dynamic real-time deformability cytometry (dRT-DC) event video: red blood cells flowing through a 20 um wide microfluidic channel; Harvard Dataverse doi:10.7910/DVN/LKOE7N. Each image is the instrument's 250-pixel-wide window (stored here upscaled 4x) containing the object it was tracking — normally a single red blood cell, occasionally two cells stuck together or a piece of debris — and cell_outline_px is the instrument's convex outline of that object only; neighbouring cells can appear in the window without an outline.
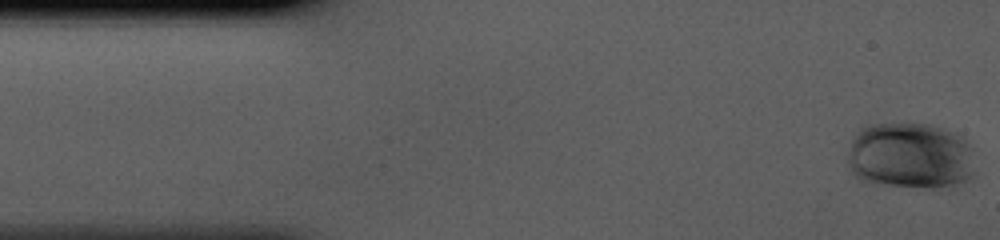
{"species": "human", "species_latin": "Homo sapiens", "temperature_condition": "cold", "stored_images_in_passage": 42, "camera_frame_rate_fps": 3000, "um_per_image_px": 0.085, "donor": {"sex": "male"}, "frame": {"image": 1, "passage_image": 1, "time_ms": 0.0, "image_size_px": [1000, 240], "cell_outline_px": [[972, 176], [968, 180], [936, 188], [928, 188], [884, 184], [860, 180], [848, 172], [848, 152], [852, 136], [860, 128], [868, 124], [928, 124], [944, 128], [960, 136], [972, 148]], "centroid_in_image_um": [77.31, 13.24], "position_along_channel_um": 7.7, "area_um2": 49.53}}
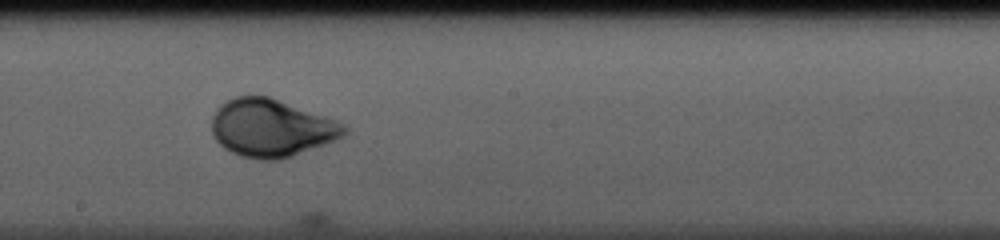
{"frame": {"image": 2, "passage_image": 23, "time_ms": 7.333, "image_size_px": [1000, 240], "cell_outline_px": [[352, 128], [344, 136], [336, 140], [292, 156], [280, 160], [260, 160], [240, 156], [224, 148], [212, 136], [212, 116], [216, 108], [220, 104], [236, 96], [268, 96], [336, 120]], "centroid_in_image_um": [23.07, 10.89], "position_along_channel_um": 225.1, "area_um2": 44.74}}
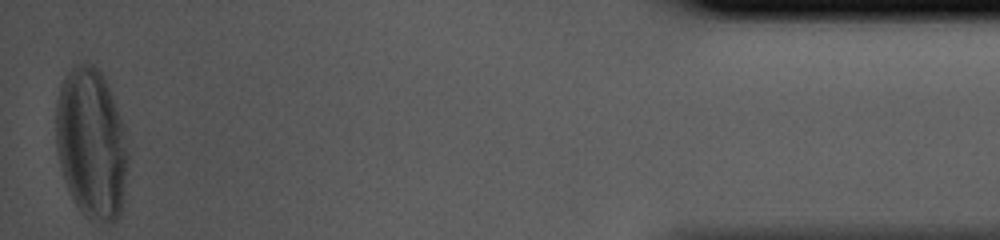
{"frame": {"image": 3, "passage_image": 42, "time_ms": 13.667, "image_size_px": [1000, 240], "cell_outline_px": [[128, 160], [124, 208], [120, 216], [112, 224], [108, 224], [84, 216], [76, 204], [64, 180], [56, 148], [56, 100], [60, 84], [64, 76], [76, 64], [84, 60], [88, 60], [104, 76], [112, 92], [124, 128], [128, 152]], "centroid_in_image_um": [7.79, 12.2], "position_along_channel_um": 427.4, "area_um2": 64.39}}